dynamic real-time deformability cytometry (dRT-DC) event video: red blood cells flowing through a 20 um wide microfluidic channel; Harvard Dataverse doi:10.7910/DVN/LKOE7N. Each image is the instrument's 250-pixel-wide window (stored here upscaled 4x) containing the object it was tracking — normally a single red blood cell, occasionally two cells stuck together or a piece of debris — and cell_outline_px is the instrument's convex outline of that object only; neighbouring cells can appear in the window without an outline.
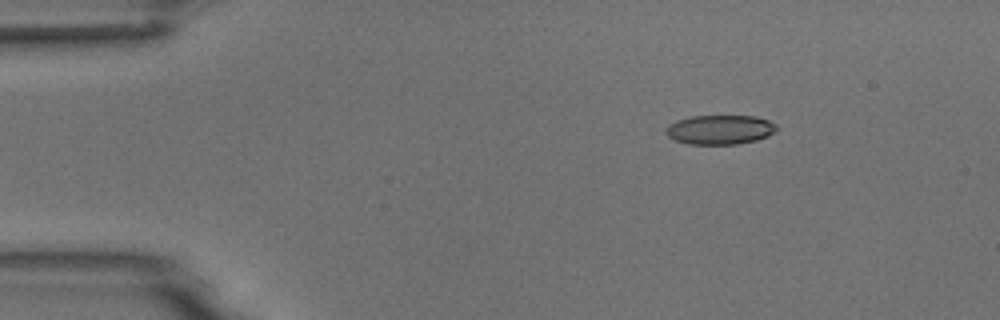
{"species": "common noctule bat (a hibernating species)", "species_latin": "Nyctalus noctula", "temperature_condition": "room temperature", "stored_images_in_passage": 5, "camera_frame_rate_fps": 3000, "um_per_image_px": 0.085, "animal": {"sex": "male", "body_mass_g": 18.8}, "frame": {"image": 1, "passage_image": 2, "time_ms": 2.0, "image_size_px": [1000, 320], "cell_outline_px": [[780, 128], [776, 132], [768, 136], [756, 140], [736, 144], [688, 144], [676, 140], [668, 136], [668, 124], [676, 120], [692, 116], [756, 116], [768, 120], [776, 124]], "centroid_in_image_um": [61.26, 11.01], "position_along_channel_um": 23.7, "area_um2": 18.96}}
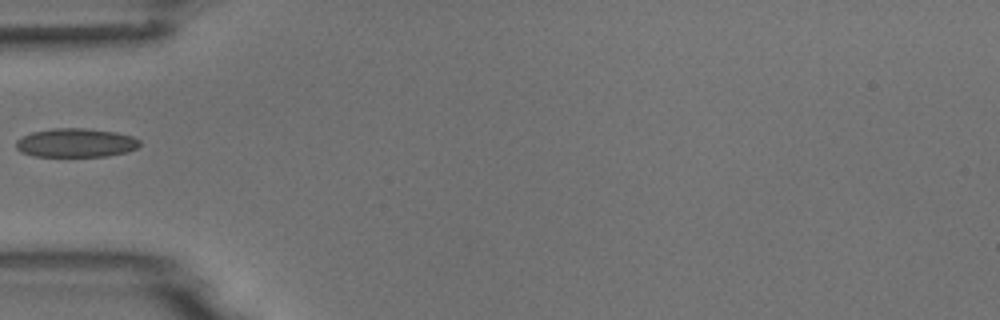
{"frame": {"image": 2, "passage_image": 5, "time_ms": 5.333, "image_size_px": [1000, 320], "cell_outline_px": [[140, 144], [136, 148], [124, 152], [104, 156], [36, 156], [20, 152], [16, 148], [16, 140], [32, 132], [52, 128], [84, 128], [116, 132], [132, 136], [140, 140]], "centroid_in_image_um": [6.42, 12.13], "position_along_channel_um": 78.6, "area_um2": 20.63}}